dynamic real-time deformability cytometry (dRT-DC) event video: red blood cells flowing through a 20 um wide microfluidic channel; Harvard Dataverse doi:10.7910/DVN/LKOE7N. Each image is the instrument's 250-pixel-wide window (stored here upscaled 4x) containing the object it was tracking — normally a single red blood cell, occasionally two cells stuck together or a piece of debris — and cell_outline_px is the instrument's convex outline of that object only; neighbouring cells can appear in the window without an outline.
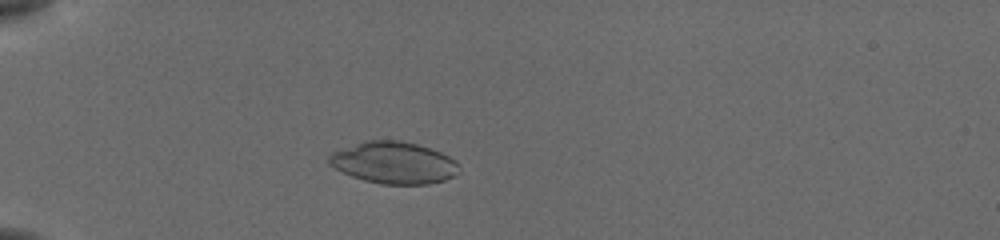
{"species": "common noctule bat (a hibernating species)", "species_latin": "Nyctalus noctula", "temperature_condition": "cold", "stored_images_in_passage": 43, "camera_frame_rate_fps": 3000, "um_per_image_px": 0.085, "animal": {"sex": "female", "body_mass_g": 19.5, "forearm_length_mm": 54.1}, "frame": {"image": 1, "passage_image": 11, "time_ms": 3.333, "image_size_px": [1000, 240], "cell_outline_px": [[460, 172], [456, 176], [444, 180], [428, 184], [380, 184], [364, 180], [352, 176], [328, 164], [328, 156], [332, 152], [364, 140], [396, 140], [416, 144], [440, 152], [456, 160], [460, 168]], "centroid_in_image_um": [33.49, 13.84], "position_along_channel_um": 51.5, "area_um2": 31.73}}
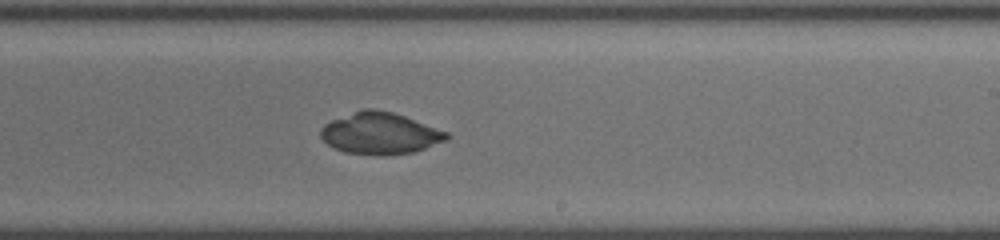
{"frame": {"image": 2, "passage_image": 29, "time_ms": 9.333, "image_size_px": [1000, 240], "cell_outline_px": [[452, 136], [448, 140], [412, 152], [384, 156], [344, 152], [332, 148], [320, 136], [320, 128], [324, 124], [332, 120], [364, 108], [372, 108], [392, 112], [404, 116], [448, 132]], "centroid_in_image_um": [32.3, 11.34], "position_along_channel_um": 256.7, "area_um2": 30.58}}
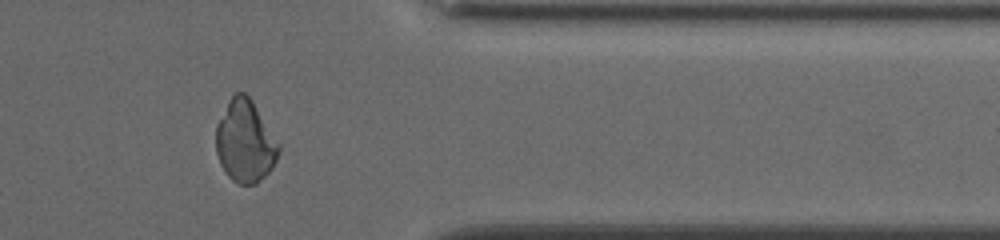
{"frame": {"image": 3, "passage_image": 40, "time_ms": 13.0, "image_size_px": [1000, 240], "cell_outline_px": [[280, 148], [276, 160], [272, 168], [256, 184], [240, 184], [232, 180], [224, 172], [220, 164], [216, 152], [216, 124], [228, 100], [236, 92], [244, 92], [252, 100], [280, 144]], "centroid_in_image_um": [20.82, 12.01], "position_along_channel_um": 390.6, "area_um2": 30.11}}